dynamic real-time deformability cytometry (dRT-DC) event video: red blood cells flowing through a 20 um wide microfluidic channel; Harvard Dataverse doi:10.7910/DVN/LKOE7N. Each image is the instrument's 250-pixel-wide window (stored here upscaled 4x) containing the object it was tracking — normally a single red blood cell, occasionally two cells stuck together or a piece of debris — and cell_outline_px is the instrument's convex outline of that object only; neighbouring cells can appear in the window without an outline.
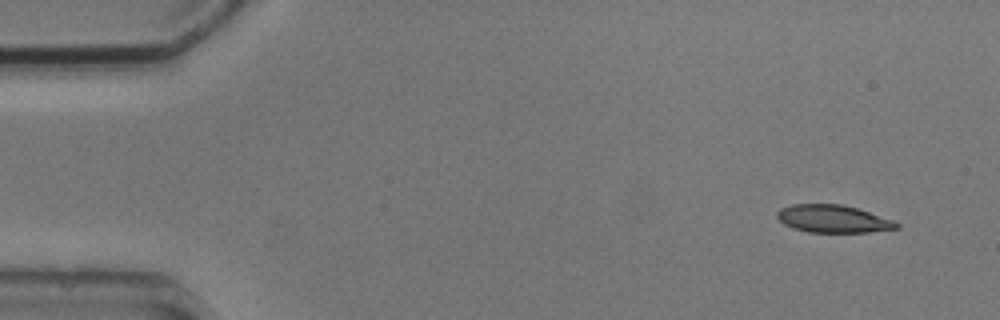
{"species": "common noctule bat (a hibernating species)", "species_latin": "Nyctalus noctula", "temperature_condition": "cold", "stored_images_in_passage": 4, "camera_frame_rate_fps": 3000, "um_per_image_px": 0.085, "animal": {"sex": "male", "body_mass_g": 20.5, "forearm_length_mm": 52.5}, "frame": {"image": 1, "passage_image": 1, "time_ms": 0.0, "image_size_px": [1000, 320], "cell_outline_px": [[900, 228], [868, 232], [808, 232], [792, 228], [784, 224], [776, 216], [776, 212], [780, 208], [792, 204], [844, 204], [892, 220], [900, 224]], "centroid_in_image_um": [70.78, 18.6], "position_along_channel_um": 14.2, "area_um2": 19.19}}
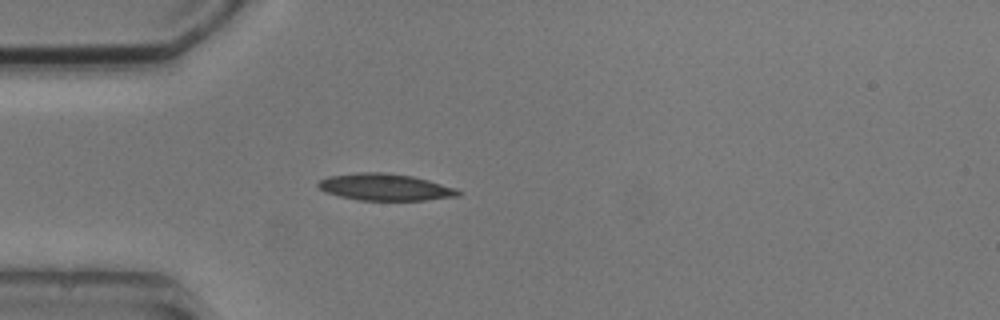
{"frame": {"image": 2, "passage_image": 4, "time_ms": 3.667, "image_size_px": [1000, 320], "cell_outline_px": [[460, 196], [424, 200], [360, 200], [340, 196], [324, 192], [316, 184], [320, 180], [328, 176], [360, 172], [380, 172], [412, 176], [428, 180], [456, 188], [460, 192]], "centroid_in_image_um": [32.72, 15.9], "position_along_channel_um": 52.3, "area_um2": 21.73}}